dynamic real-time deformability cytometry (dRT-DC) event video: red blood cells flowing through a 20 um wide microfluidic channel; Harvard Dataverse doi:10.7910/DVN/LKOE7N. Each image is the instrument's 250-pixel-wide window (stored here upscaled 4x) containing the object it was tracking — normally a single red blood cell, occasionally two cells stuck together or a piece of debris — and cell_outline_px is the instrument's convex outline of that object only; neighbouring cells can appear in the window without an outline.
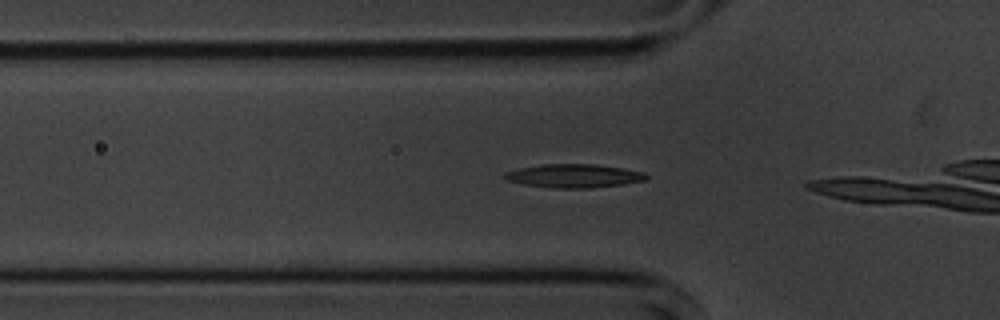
{"species": "common noctule bat (a hibernating species)", "species_latin": "Nyctalus noctula", "temperature_condition": "cold", "stored_images_in_passage": 7, "camera_frame_rate_fps": 3000, "um_per_image_px": 0.085, "animal": {"sex": "male", "body_mass_g": 20.1, "forearm_length_mm": 53.5}, "frame": {"image": 1, "passage_image": 5, "time_ms": 1.333, "image_size_px": [1000, 320], "cell_outline_px": [[648, 176], [644, 180], [624, 184], [584, 188], [556, 188], [524, 184], [508, 180], [504, 176], [504, 172], [520, 168], [540, 164], [596, 164], [624, 168], [644, 172]], "centroid_in_image_um": [48.79, 14.93], "position_along_channel_um": 77.0, "area_um2": 19.25}}